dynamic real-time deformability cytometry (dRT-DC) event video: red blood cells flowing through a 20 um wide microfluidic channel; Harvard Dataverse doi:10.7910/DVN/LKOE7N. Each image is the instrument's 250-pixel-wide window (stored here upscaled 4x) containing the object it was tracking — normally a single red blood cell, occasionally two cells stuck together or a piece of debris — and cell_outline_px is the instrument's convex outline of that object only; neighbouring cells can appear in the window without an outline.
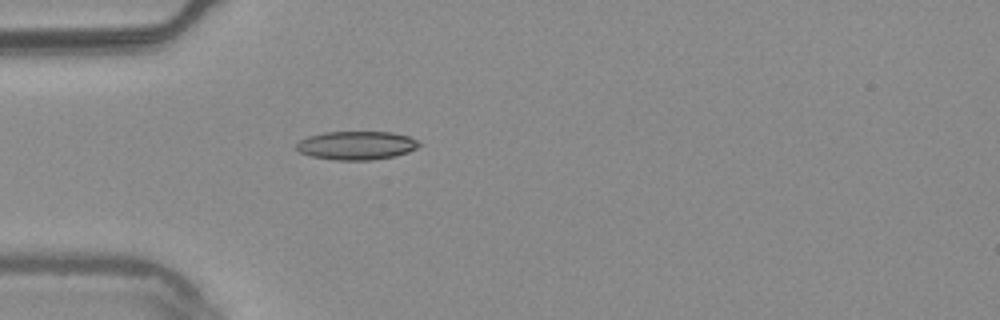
{"species": "common noctule bat (a hibernating species)", "species_latin": "Nyctalus noctula", "temperature_condition": "warm", "stored_images_in_passage": 1, "camera_frame_rate_fps": 3000, "um_per_image_px": 0.085, "animal": {"sex": "male", "body_mass_g": 20.4}, "frame": {"image": 1, "passage_image": 1, "time_ms": 0.0, "image_size_px": [1000, 320], "cell_outline_px": [[424, 144], [408, 152], [396, 156], [372, 160], [336, 160], [312, 156], [300, 152], [296, 148], [296, 144], [300, 140], [308, 136], [324, 132], [392, 132], [408, 136]], "centroid_in_image_um": [30.33, 12.36], "position_along_channel_um": 54.7, "area_um2": 20.46}}